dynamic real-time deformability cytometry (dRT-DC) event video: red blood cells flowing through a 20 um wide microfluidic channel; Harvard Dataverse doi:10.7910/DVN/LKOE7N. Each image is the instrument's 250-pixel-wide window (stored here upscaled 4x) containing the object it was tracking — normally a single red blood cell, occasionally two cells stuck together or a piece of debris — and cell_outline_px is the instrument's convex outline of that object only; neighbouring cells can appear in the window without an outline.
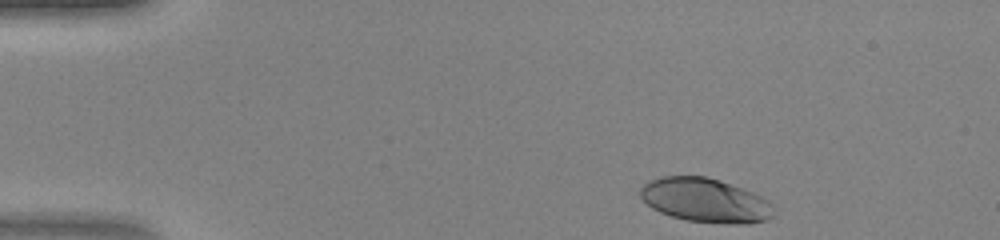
{"species": "human", "species_latin": "Homo sapiens", "temperature_condition": "warm", "stored_images_in_passage": 41, "camera_frame_rate_fps": 3000, "um_per_image_px": 0.085, "donor": {"sex": "female"}, "frame": {"image": 1, "passage_image": 1, "time_ms": 0.0, "image_size_px": [1000, 240], "cell_outline_px": [[776, 216], [768, 220], [748, 224], [728, 224], [688, 220], [672, 216], [660, 212], [652, 208], [640, 196], [640, 188], [648, 180], [660, 176], [704, 176], [720, 180], [752, 192], [768, 200], [776, 208]], "centroid_in_image_um": [60.0, 17.03], "position_along_channel_um": 25.0, "area_um2": 34.56}}
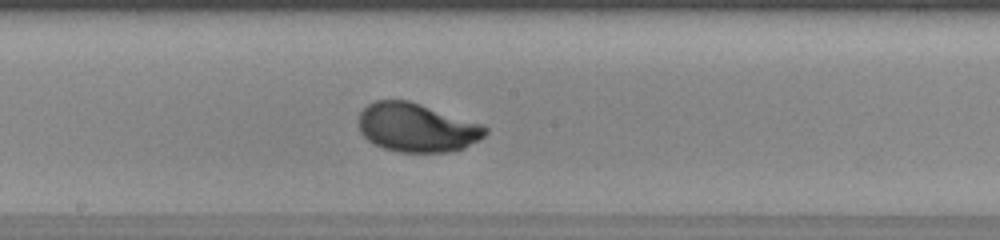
{"frame": {"image": 2, "passage_image": 20, "time_ms": 6.333, "image_size_px": [1000, 240], "cell_outline_px": [[488, 132], [480, 140], [464, 148], [448, 152], [400, 152], [384, 148], [368, 140], [360, 132], [360, 112], [368, 104], [376, 100], [408, 100], [484, 124], [488, 128]], "centroid_in_image_um": [35.47, 10.84], "position_along_channel_um": 212.7, "area_um2": 36.01}}
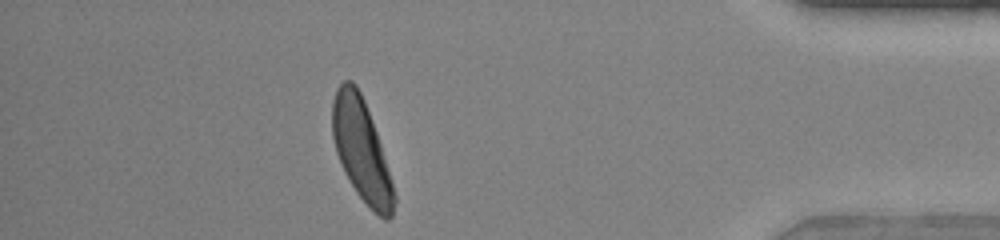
{"frame": {"image": 3, "passage_image": 36, "time_ms": 11.667, "image_size_px": [1000, 240], "cell_outline_px": [[396, 200], [392, 216], [388, 220], [384, 220], [356, 192], [344, 172], [340, 164], [336, 152], [332, 136], [332, 100], [336, 88], [344, 80], [352, 80], [356, 84], [364, 100], [376, 132], [380, 144], [396, 196]], "centroid_in_image_um": [30.7, 12.73], "position_along_channel_um": 404.5, "area_um2": 36.13}}